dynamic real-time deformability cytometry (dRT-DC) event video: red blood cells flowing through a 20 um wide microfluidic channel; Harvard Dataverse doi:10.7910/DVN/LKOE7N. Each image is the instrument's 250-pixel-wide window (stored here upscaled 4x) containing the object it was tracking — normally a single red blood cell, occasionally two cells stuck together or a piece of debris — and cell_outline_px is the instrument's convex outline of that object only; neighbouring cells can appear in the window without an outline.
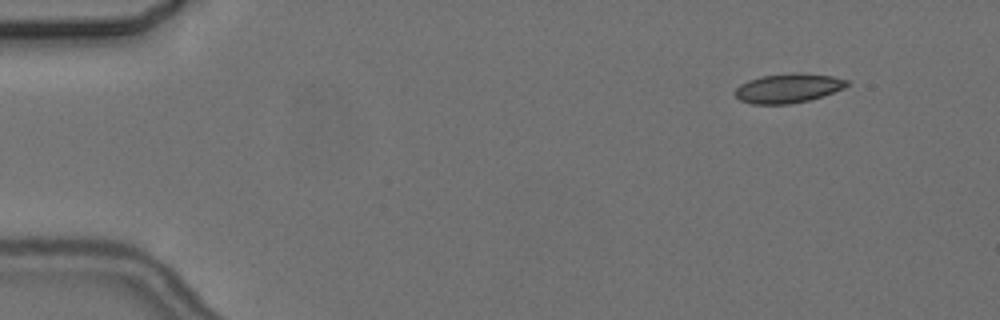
{"species": "common noctule bat (a hibernating species)", "species_latin": "Nyctalus noctula", "temperature_condition": "cold", "stored_images_in_passage": 2, "camera_frame_rate_fps": 3000, "um_per_image_px": 0.085, "animal": {"sex": "female", "body_mass_g": 24.6, "forearm_length_mm": 56.2}, "frame": {"image": 1, "passage_image": 2, "time_ms": 1.333, "image_size_px": [1000, 320], "cell_outline_px": [[848, 84], [844, 88], [808, 100], [788, 104], [752, 104], [740, 100], [736, 96], [736, 88], [740, 84], [748, 80], [764, 76], [792, 72], [800, 72], [832, 76], [848, 80]], "centroid_in_image_um": [66.98, 7.48], "position_along_channel_um": 18.0, "area_um2": 18.9}}